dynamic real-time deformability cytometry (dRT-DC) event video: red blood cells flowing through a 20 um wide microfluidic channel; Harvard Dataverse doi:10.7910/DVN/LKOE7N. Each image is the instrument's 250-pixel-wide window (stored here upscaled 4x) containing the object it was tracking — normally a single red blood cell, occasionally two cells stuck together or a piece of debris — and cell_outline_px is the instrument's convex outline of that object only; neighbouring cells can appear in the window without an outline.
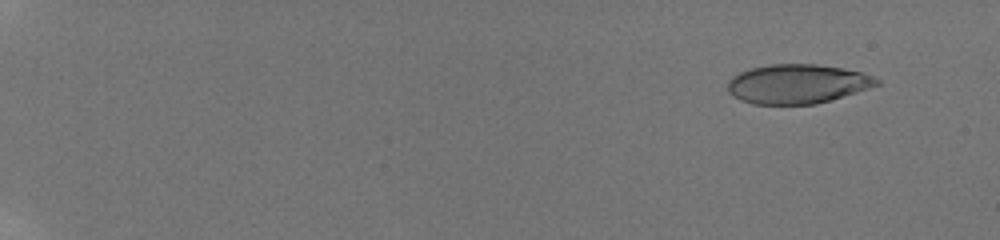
{"species": "human", "species_latin": "Homo sapiens", "temperature_condition": "room temperature", "stored_images_in_passage": 76, "camera_frame_rate_fps": 3000, "um_per_image_px": 0.085, "donor": {"sex": "male"}, "frame": {"image": 1, "passage_image": 6, "time_ms": 1.667, "image_size_px": [1000, 240], "cell_outline_px": [[880, 84], [856, 92], [816, 104], [752, 104], [740, 100], [732, 96], [728, 92], [728, 80], [732, 76], [740, 72], [752, 68], [772, 64], [816, 64], [840, 68], [860, 72], [872, 76], [880, 80]], "centroid_in_image_um": [67.73, 7.14], "position_along_channel_um": 17.3, "area_um2": 33.93}}
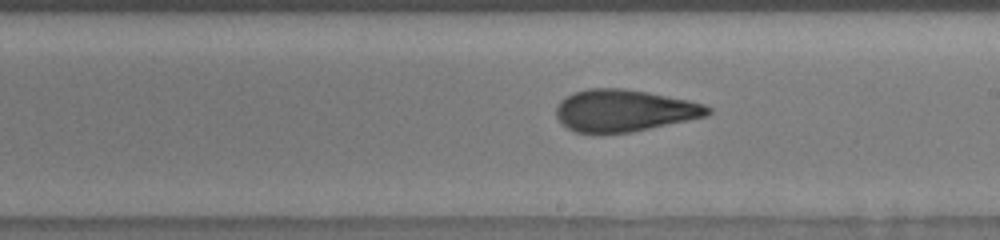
{"frame": {"image": 2, "passage_image": 49, "time_ms": 12.333, "image_size_px": [1000, 240], "cell_outline_px": [[712, 112], [708, 116], [632, 132], [576, 132], [560, 124], [556, 116], [556, 108], [560, 100], [572, 92], [588, 88], [624, 88], [648, 92], [688, 100], [704, 104], [712, 108]], "centroid_in_image_um": [53.05, 9.38], "position_along_channel_um": 235.9, "area_um2": 37.17}}
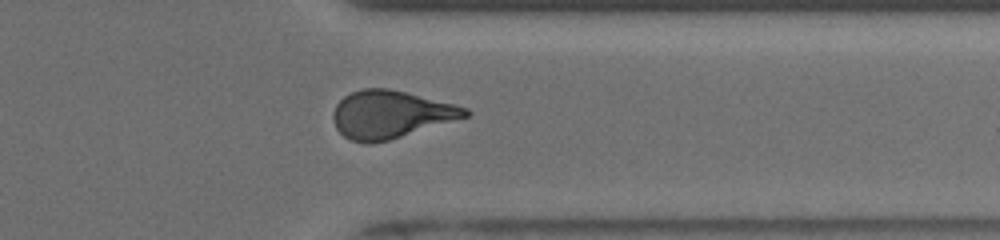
{"frame": {"image": 3, "passage_image": 64, "time_ms": 16.0, "image_size_px": [1000, 240], "cell_outline_px": [[472, 112], [468, 116], [388, 140], [352, 140], [344, 136], [336, 128], [332, 116], [332, 112], [336, 104], [344, 96], [352, 92], [364, 88], [388, 88], [456, 104], [468, 108]], "centroid_in_image_um": [33.21, 9.68], "position_along_channel_um": 378.2, "area_um2": 35.89}, "authors_computed_cell_mechanics": {"area_um2": 36.3851, "velocity_mm_per_s": 3.8786, "shape_relaxation_time_tau1_ms": 7.3052, "shape_relaxation_time_tau2_ms": 1.5672, "deformation_change_tau1": 0.2186, "deformation_change_tau2": 0.0967}}